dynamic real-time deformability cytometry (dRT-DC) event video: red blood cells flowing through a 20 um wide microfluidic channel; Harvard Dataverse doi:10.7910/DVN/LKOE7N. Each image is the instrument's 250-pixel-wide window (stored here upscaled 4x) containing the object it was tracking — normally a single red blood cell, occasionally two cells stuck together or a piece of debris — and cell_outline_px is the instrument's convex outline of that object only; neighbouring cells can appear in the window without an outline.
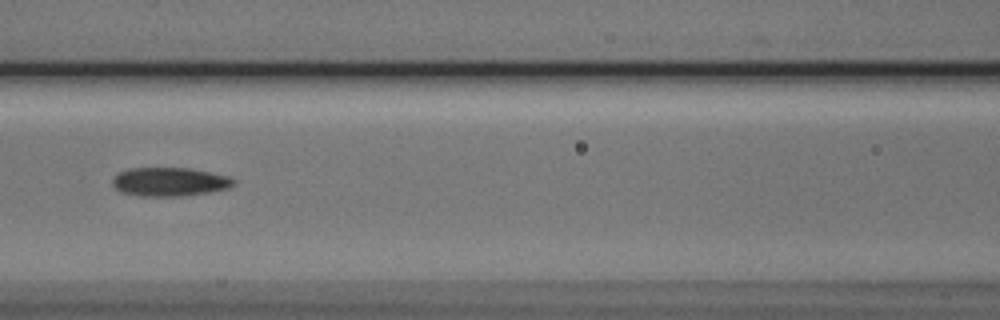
{"species": "Egyptian fruit bat (a non-hibernating species)", "species_latin": "Rousettus aegyptiacus", "temperature_condition": "cold", "stored_images_in_passage": 6, "camera_frame_rate_fps": 3000, "um_per_image_px": 0.085, "animal": {"sex": "male"}, "frame": {"image": 1, "passage_image": 3, "time_ms": 2.333, "image_size_px": [1000, 320], "cell_outline_px": [[236, 184], [228, 188], [212, 192], [184, 196], [136, 196], [120, 192], [112, 184], [112, 180], [120, 172], [132, 168], [188, 168], [228, 176], [236, 180]], "centroid_in_image_um": [14.44, 15.47], "position_along_channel_um": 152.2, "area_um2": 20.35}}
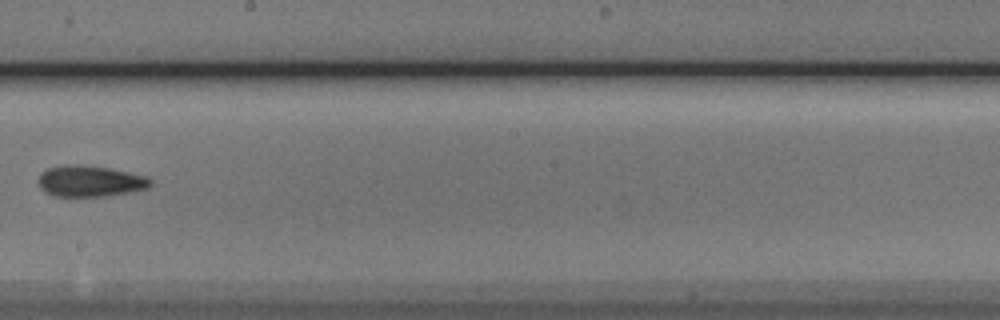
{"frame": {"image": 2, "passage_image": 5, "time_ms": 4.667, "image_size_px": [1000, 320], "cell_outline_px": [[152, 184], [148, 188], [128, 192], [104, 196], [52, 196], [44, 192], [36, 184], [36, 180], [40, 172], [48, 168], [64, 164], [84, 164], [108, 168], [148, 176], [152, 180]], "centroid_in_image_um": [7.59, 15.38], "position_along_channel_um": 240.6, "area_um2": 20.75}}
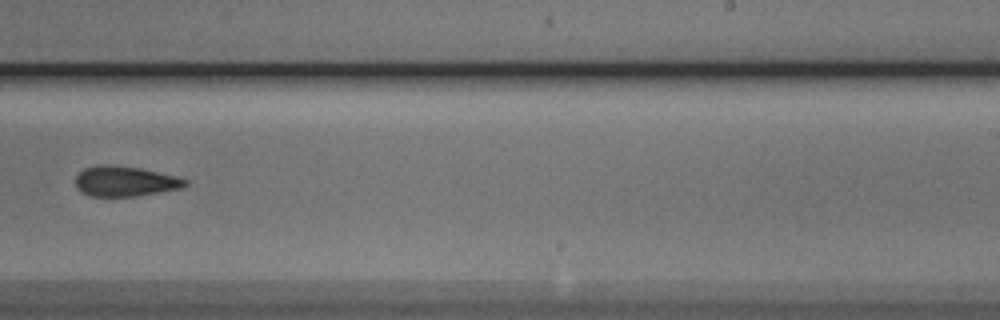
{"frame": {"image": 3, "passage_image": 6, "time_ms": 5.667, "image_size_px": [1000, 320], "cell_outline_px": [[188, 184], [184, 188], [136, 196], [88, 196], [80, 192], [76, 188], [76, 176], [84, 168], [100, 164], [108, 164], [140, 168], [176, 176], [188, 180]], "centroid_in_image_um": [10.62, 15.41], "position_along_channel_um": 278.4, "area_um2": 19.48}}